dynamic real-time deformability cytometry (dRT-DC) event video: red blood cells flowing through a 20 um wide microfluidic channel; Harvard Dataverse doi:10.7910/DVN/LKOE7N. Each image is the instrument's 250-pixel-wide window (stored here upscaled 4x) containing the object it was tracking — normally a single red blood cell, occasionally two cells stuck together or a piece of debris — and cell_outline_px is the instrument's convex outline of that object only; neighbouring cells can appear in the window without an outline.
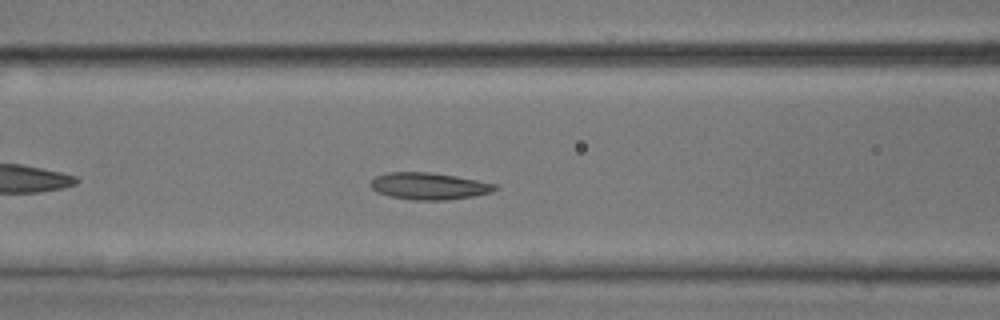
{"species": "common noctule bat (a hibernating species)", "species_latin": "Nyctalus noctula", "temperature_condition": "room temperature", "stored_images_in_passage": 37, "camera_frame_rate_fps": 3000, "um_per_image_px": 0.085, "animal": {"sex": "male", "body_mass_g": 17.9, "forearm_length_mm": 54.2}, "frame": {"image": 1, "passage_image": 9, "time_ms": 2.667, "image_size_px": [1000, 320], "cell_outline_px": [[500, 188], [492, 192], [476, 196], [448, 200], [412, 200], [392, 196], [376, 192], [368, 184], [376, 176], [388, 172], [428, 172], [456, 176], [496, 184]], "centroid_in_image_um": [36.49, 15.82], "position_along_channel_um": 130.1, "area_um2": 19.59}}
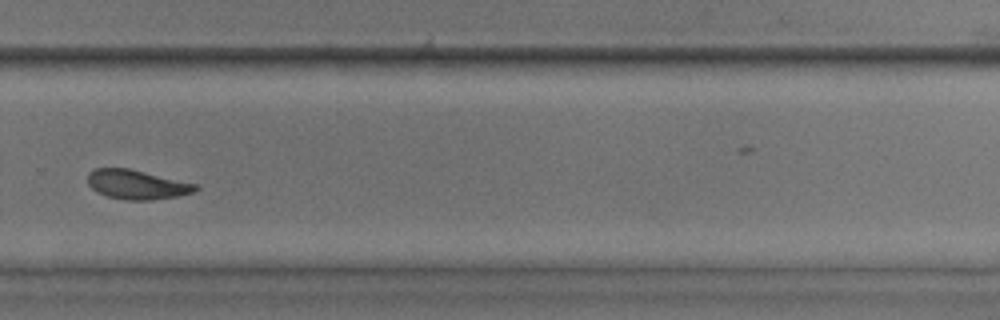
{"frame": {"image": 2, "passage_image": 22, "time_ms": 7.0, "image_size_px": [1000, 320], "cell_outline_px": [[200, 188], [192, 192], [176, 196], [148, 200], [128, 200], [108, 196], [96, 192], [88, 184], [88, 172], [92, 168], [128, 168], [196, 184]], "centroid_in_image_um": [11.58, 15.67], "position_along_channel_um": 318.2, "area_um2": 18.21}}
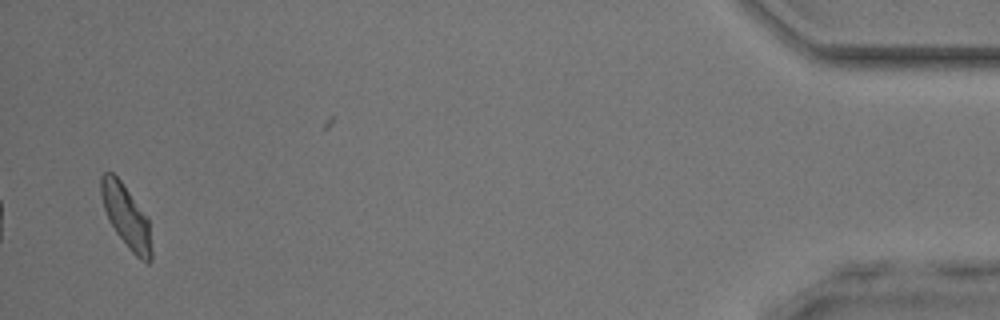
{"frame": {"image": 3, "passage_image": 35, "time_ms": 11.333, "image_size_px": [1000, 320], "cell_outline_px": [[152, 260], [148, 264], [140, 260], [132, 252], [116, 232], [108, 220], [104, 208], [100, 192], [100, 176], [104, 172], [112, 172], [120, 180], [148, 220], [152, 252]], "centroid_in_image_um": [10.71, 18.42], "position_along_channel_um": 424.5, "area_um2": 18.09}}